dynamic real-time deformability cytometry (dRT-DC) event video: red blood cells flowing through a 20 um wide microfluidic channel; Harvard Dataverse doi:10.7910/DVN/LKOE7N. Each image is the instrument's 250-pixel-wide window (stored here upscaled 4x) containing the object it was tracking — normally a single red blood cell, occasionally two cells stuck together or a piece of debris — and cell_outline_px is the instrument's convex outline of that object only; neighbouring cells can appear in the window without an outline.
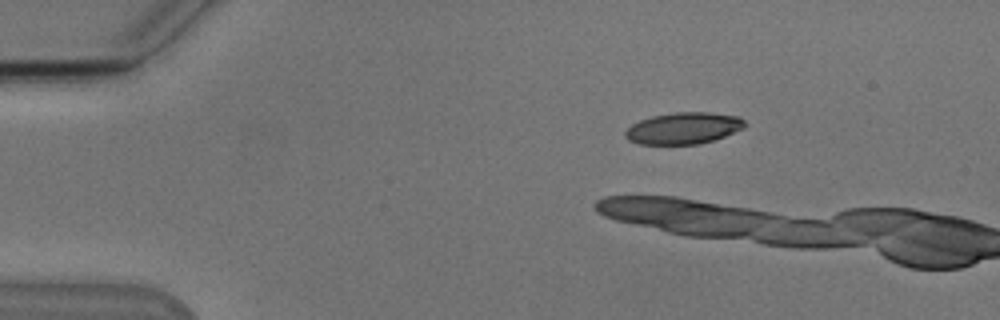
{"species": "Egyptian fruit bat (a non-hibernating species)", "species_latin": "Rousettus aegyptiacus", "temperature_condition": "cold", "stored_images_in_passage": 7, "camera_frame_rate_fps": 3000, "um_per_image_px": 0.085, "animal": {"sex": "male"}, "frame": {"image": 1, "passage_image": 5, "time_ms": 1.333, "image_size_px": [1000, 320], "cell_outline_px": [[748, 124], [744, 128], [724, 136], [700, 144], [640, 144], [628, 140], [624, 136], [624, 132], [632, 124], [640, 120], [652, 116], [676, 112], [708, 112], [740, 116]], "centroid_in_image_um": [58.11, 10.89], "position_along_channel_um": 26.9, "area_um2": 22.08}}